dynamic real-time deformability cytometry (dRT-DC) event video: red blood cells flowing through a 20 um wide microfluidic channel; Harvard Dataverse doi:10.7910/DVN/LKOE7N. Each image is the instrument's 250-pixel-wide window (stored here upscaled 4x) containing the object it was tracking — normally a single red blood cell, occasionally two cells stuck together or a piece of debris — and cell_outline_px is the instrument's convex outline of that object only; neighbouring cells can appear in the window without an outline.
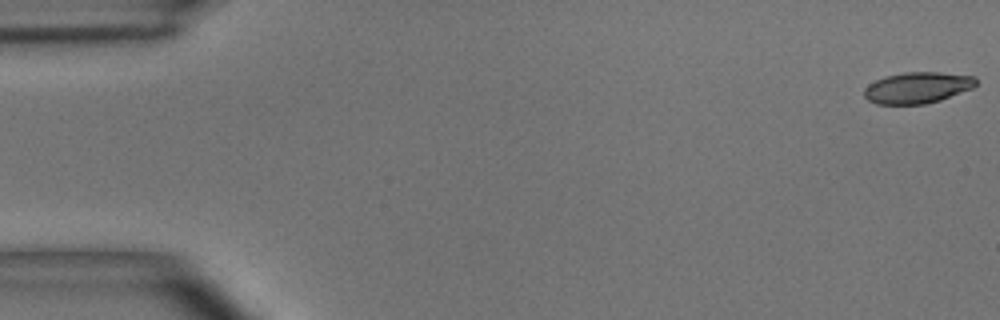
{"species": "common noctule bat (a hibernating species)", "species_latin": "Nyctalus noctula", "temperature_condition": "room temperature", "stored_images_in_passage": 55, "camera_frame_rate_fps": 3000, "um_per_image_px": 0.085, "animal": {"sex": "male", "body_mass_g": 15.6}, "frame": {"image": 1, "passage_image": 1, "time_ms": 0.0, "image_size_px": [1000, 320], "cell_outline_px": [[976, 84], [972, 88], [940, 100], [924, 104], [876, 104], [868, 100], [864, 96], [864, 88], [868, 84], [884, 76], [904, 72], [940, 72], [976, 76]], "centroid_in_image_um": [77.96, 7.44], "position_along_channel_um": 7.0, "area_um2": 20.4}}
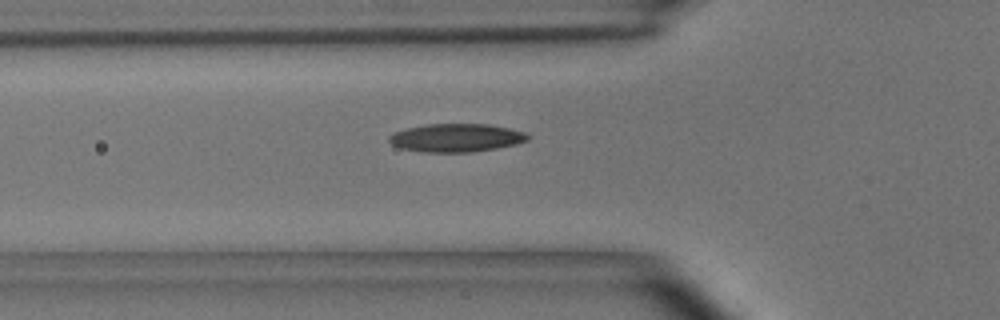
{"frame": {"image": 2, "passage_image": 19, "time_ms": 6.0, "image_size_px": [1000, 320], "cell_outline_px": [[532, 136], [528, 140], [516, 144], [496, 148], [472, 152], [424, 152], [400, 148], [392, 144], [388, 140], [388, 136], [396, 132], [408, 128], [428, 124], [492, 124], [524, 132]], "centroid_in_image_um": [38.81, 11.71], "position_along_channel_um": 87.0, "area_um2": 22.77}}
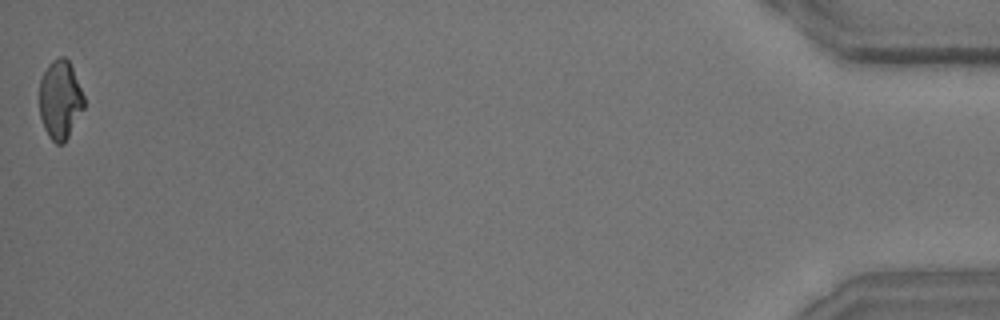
{"frame": {"image": 3, "passage_image": 55, "time_ms": 18.0, "image_size_px": [1000, 320], "cell_outline_px": [[84, 108], [64, 144], [56, 144], [48, 136], [44, 128], [40, 116], [40, 80], [48, 64], [52, 60], [60, 56], [64, 56], [68, 60], [72, 68], [84, 96]], "centroid_in_image_um": [5.11, 8.49], "position_along_channel_um": 430.1, "area_um2": 20.4}, "authors_computed_cell_mechanics": {"area_um2": 21.675, "velocity_mm_per_s": 3.6289, "shape_relaxation_time_tau1_ms": 5.2069, "shape_relaxation_time_tau2_ms": 3.5804, "deformation_change_tau1": 0.1494, "deformation_change_tau2": 0.1153}}